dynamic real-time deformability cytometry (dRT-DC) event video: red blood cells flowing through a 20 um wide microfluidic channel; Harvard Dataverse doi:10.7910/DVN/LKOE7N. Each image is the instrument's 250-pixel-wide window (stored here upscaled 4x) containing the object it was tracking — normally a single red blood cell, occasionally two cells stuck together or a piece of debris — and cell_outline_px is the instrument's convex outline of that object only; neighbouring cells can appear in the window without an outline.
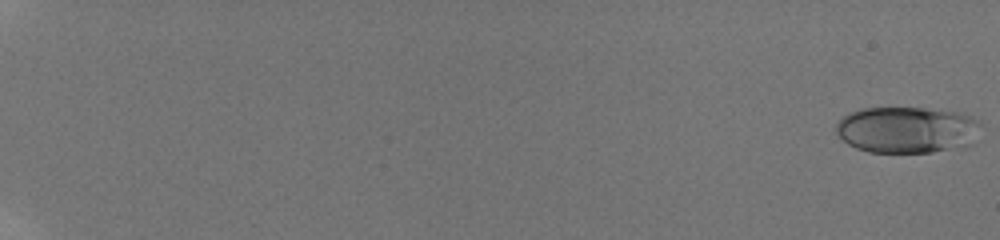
{"species": "human", "species_latin": "Homo sapiens", "temperature_condition": "room temperature", "stored_images_in_passage": 37, "camera_frame_rate_fps": 3000, "um_per_image_px": 0.085, "donor": {"sex": "male"}, "frame": {"image": 1, "passage_image": 1, "time_ms": 0.0, "image_size_px": [1000, 240], "cell_outline_px": [[980, 124], [972, 144], [932, 152], [868, 152], [856, 148], [848, 144], [836, 132], [836, 124], [848, 112], [860, 108], [924, 108], [956, 112], [980, 120]], "centroid_in_image_um": [77.06, 11.03], "position_along_channel_um": 7.9, "area_um2": 38.96}}
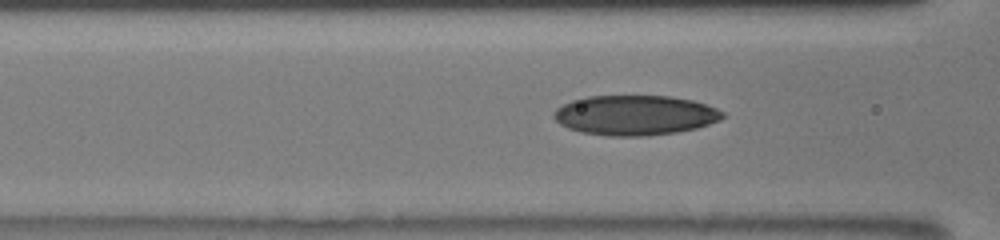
{"frame": {"image": 2, "passage_image": 28, "time_ms": 9.0, "image_size_px": [1000, 240], "cell_outline_px": [[724, 116], [720, 120], [696, 128], [676, 132], [648, 136], [608, 136], [580, 132], [568, 128], [560, 124], [552, 116], [552, 112], [556, 108], [572, 100], [584, 96], [672, 96], [692, 100], [716, 108], [724, 112]], "centroid_in_image_um": [53.94, 9.79], "position_along_channel_um": 112.7, "area_um2": 39.42}}
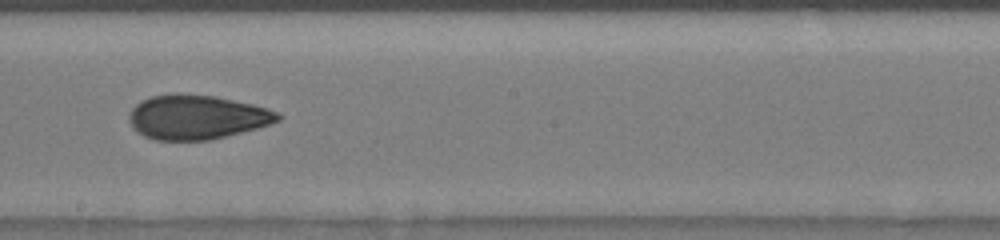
{"frame": {"image": 3, "passage_image": 37, "time_ms": 12.0, "image_size_px": [1000, 240], "cell_outline_px": [[284, 116], [280, 120], [256, 128], [212, 140], [156, 140], [144, 136], [136, 132], [132, 128], [128, 120], [128, 116], [132, 108], [140, 100], [152, 96], [172, 92], [180, 92], [216, 96], [252, 104], [268, 108], [280, 112]], "centroid_in_image_um": [16.7, 9.94], "position_along_channel_um": 231.5, "area_um2": 39.02}}